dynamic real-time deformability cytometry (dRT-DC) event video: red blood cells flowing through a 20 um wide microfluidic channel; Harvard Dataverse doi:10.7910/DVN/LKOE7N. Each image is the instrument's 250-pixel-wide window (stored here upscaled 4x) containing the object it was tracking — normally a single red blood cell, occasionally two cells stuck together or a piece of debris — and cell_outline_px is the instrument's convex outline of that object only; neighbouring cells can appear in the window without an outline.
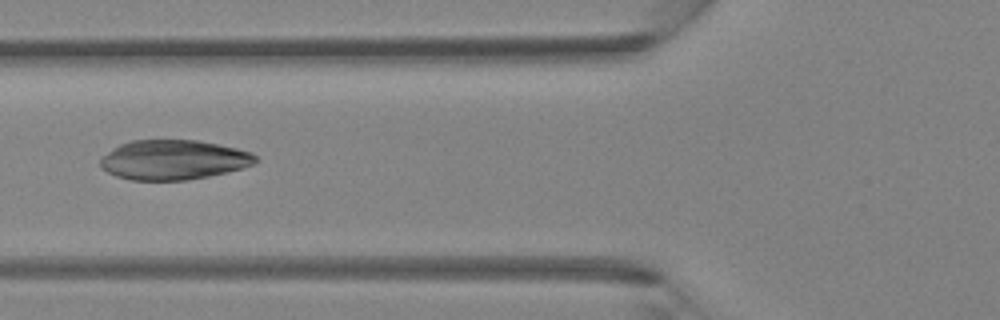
{"species": "Egyptian fruit bat (a non-hibernating species)", "species_latin": "Rousettus aegyptiacus", "temperature_condition": "room temperature", "stored_images_in_passage": 5, "camera_frame_rate_fps": 3000, "um_per_image_px": 0.085, "animal": {"sex": "female"}, "frame": {"image": 1, "passage_image": 5, "time_ms": 1.333, "image_size_px": [1000, 320], "cell_outline_px": [[260, 160], [244, 168], [228, 172], [208, 176], [184, 180], [132, 180], [116, 176], [108, 172], [100, 164], [100, 160], [112, 148], [120, 144], [132, 140], [196, 140], [236, 148], [252, 152]], "centroid_in_image_um": [14.77, 13.58], "position_along_channel_um": 111.0, "area_um2": 35.78}}